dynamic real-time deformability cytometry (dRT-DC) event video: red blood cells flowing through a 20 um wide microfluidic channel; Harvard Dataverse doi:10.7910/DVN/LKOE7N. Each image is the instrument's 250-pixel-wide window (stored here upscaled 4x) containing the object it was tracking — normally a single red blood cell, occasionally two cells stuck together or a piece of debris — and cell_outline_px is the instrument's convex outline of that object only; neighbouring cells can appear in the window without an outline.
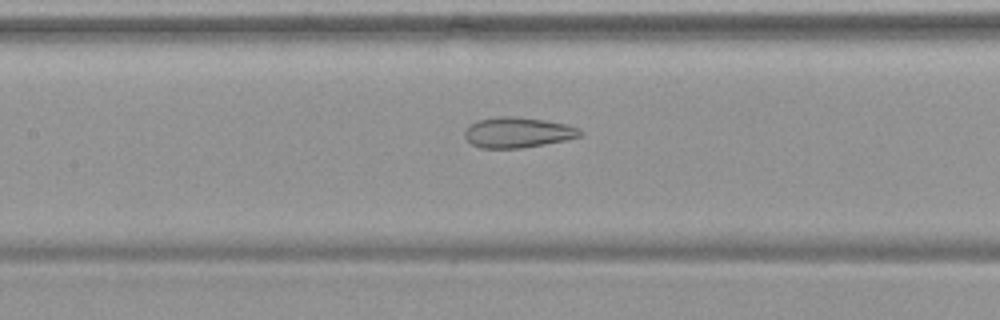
{"species": "common noctule bat (a hibernating species)", "species_latin": "Nyctalus noctula", "temperature_condition": "warm", "stored_images_in_passage": 54, "camera_frame_rate_fps": 3000, "um_per_image_px": 0.085, "animal": {"sex": "female", "body_mass_g": 19.9}, "frame": {"image": 1, "passage_image": 26, "time_ms": 8.333, "image_size_px": [1000, 320], "cell_outline_px": [[584, 132], [580, 136], [564, 140], [524, 148], [480, 148], [472, 144], [464, 136], [464, 128], [468, 124], [476, 120], [500, 116], [516, 116], [544, 120], [568, 124], [580, 128]], "centroid_in_image_um": [43.98, 11.25], "position_along_channel_um": 163.4, "area_um2": 20.75}}
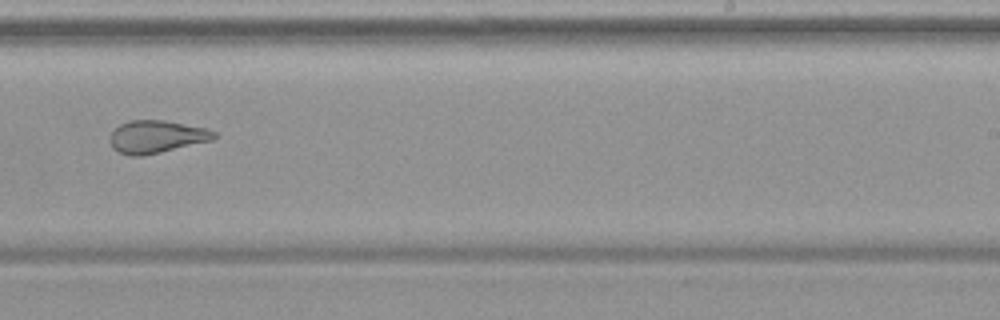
{"frame": {"image": 2, "passage_image": 35, "time_ms": 11.333, "image_size_px": [1000, 320], "cell_outline_px": [[220, 136], [212, 140], [144, 156], [132, 156], [120, 152], [112, 148], [108, 140], [108, 136], [120, 124], [128, 120], [164, 120], [208, 128], [216, 132]], "centroid_in_image_um": [13.31, 11.61], "position_along_channel_um": 275.7, "area_um2": 20.06}}
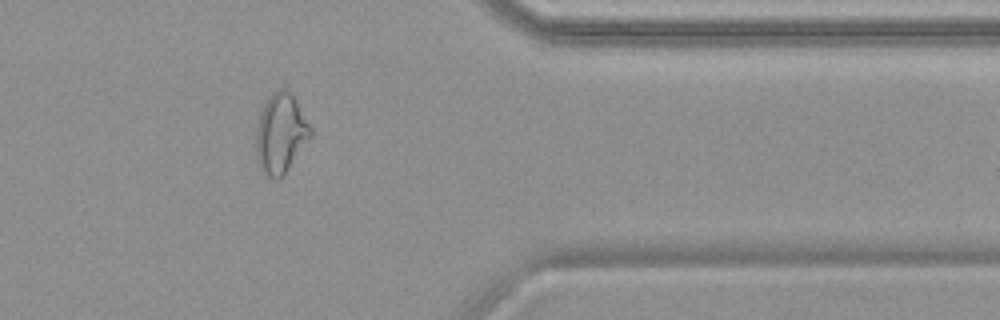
{"frame": {"image": 3, "passage_image": 45, "time_ms": 14.667, "image_size_px": [1000, 320], "cell_outline_px": [[312, 136], [284, 172], [276, 180], [268, 176], [260, 168], [256, 160], [256, 128], [260, 112], [264, 104], [272, 92], [280, 88], [284, 88], [296, 100], [312, 128]], "centroid_in_image_um": [23.84, 11.32], "position_along_channel_um": 387.6, "area_um2": 24.97}, "authors_computed_cell_mechanics": {"area_um2": 26.3568, "velocity_mm_per_s": 3.7665, "shape_relaxation_time_tau1_ms": null, "shape_relaxation_time_tau2_ms": 1.7635, "deformation_change_tau1": null, "deformation_change_tau2": 0.1056}}